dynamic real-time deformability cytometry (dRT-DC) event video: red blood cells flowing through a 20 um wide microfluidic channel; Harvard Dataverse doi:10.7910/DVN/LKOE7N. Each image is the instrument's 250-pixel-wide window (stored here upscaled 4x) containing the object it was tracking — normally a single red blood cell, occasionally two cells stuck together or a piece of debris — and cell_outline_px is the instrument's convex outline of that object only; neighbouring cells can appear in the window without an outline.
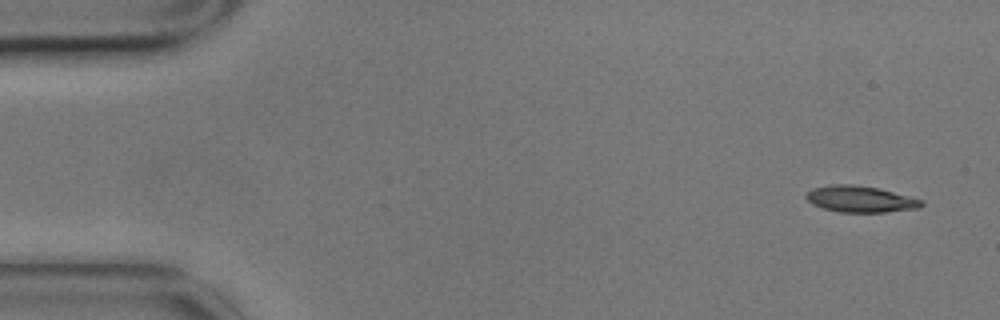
{"species": "common noctule bat (a hibernating species)", "species_latin": "Nyctalus noctula", "temperature_condition": "cold", "stored_images_in_passage": 4, "camera_frame_rate_fps": 3000, "um_per_image_px": 0.085, "animal": {"sex": "male", "body_mass_g": 17.9}, "frame": {"image": 1, "passage_image": 1, "time_ms": 0.0, "image_size_px": [1000, 320], "cell_outline_px": [[924, 204], [920, 208], [884, 212], [840, 212], [824, 208], [812, 204], [804, 196], [812, 188], [832, 184], [852, 184], [880, 188], [924, 200]], "centroid_in_image_um": [73.15, 16.91], "position_along_channel_um": 11.8, "area_um2": 17.8}}
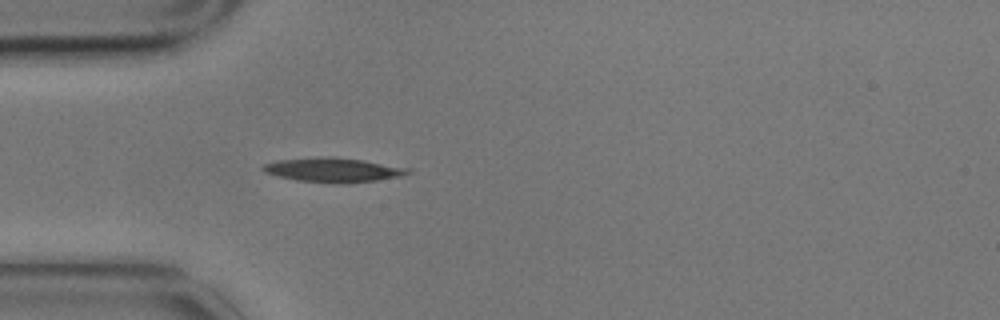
{"frame": {"image": 2, "passage_image": 4, "time_ms": 1.0, "image_size_px": [1000, 320], "cell_outline_px": [[412, 172], [400, 176], [376, 180], [348, 184], [340, 184], [296, 180], [264, 172], [260, 168], [264, 164], [276, 160], [320, 156], [332, 156], [364, 160], [412, 168]], "centroid_in_image_um": [28.34, 14.43], "position_along_channel_um": 56.7, "area_um2": 20.87}}